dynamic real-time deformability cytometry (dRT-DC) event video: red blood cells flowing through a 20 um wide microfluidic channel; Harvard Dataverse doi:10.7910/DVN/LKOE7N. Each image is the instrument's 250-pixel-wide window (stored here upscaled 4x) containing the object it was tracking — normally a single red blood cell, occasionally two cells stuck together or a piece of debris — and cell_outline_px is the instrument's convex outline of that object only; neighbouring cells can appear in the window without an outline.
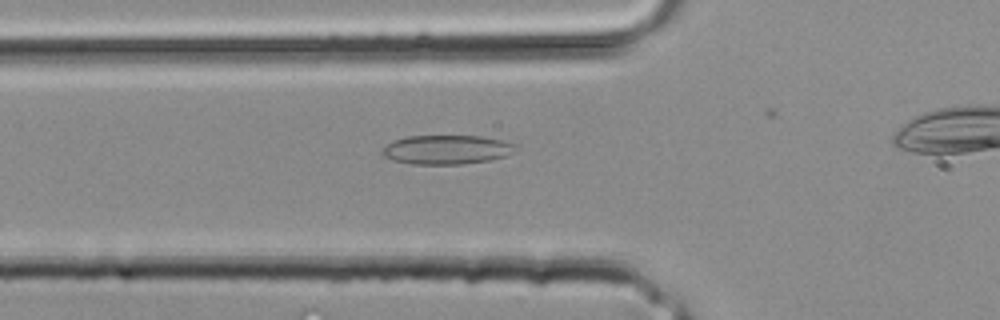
{"species": "common noctule bat (a hibernating species)", "species_latin": "Nyctalus noctula", "temperature_condition": "room temperature", "stored_images_in_passage": 24, "camera_frame_rate_fps": 3000, "um_per_image_px": 0.085, "animal": {"sex": "male", "body_mass_g": 20.4}, "frame": {"image": 1, "passage_image": 7, "time_ms": 2.0, "image_size_px": [1000, 320], "cell_outline_px": [[516, 148], [508, 156], [492, 160], [464, 164], [412, 164], [392, 160], [384, 156], [380, 152], [388, 144], [396, 140], [408, 136], [480, 136], [504, 140], [516, 144]], "centroid_in_image_um": [38.01, 12.73], "position_along_channel_um": 87.8, "area_um2": 22.72}}
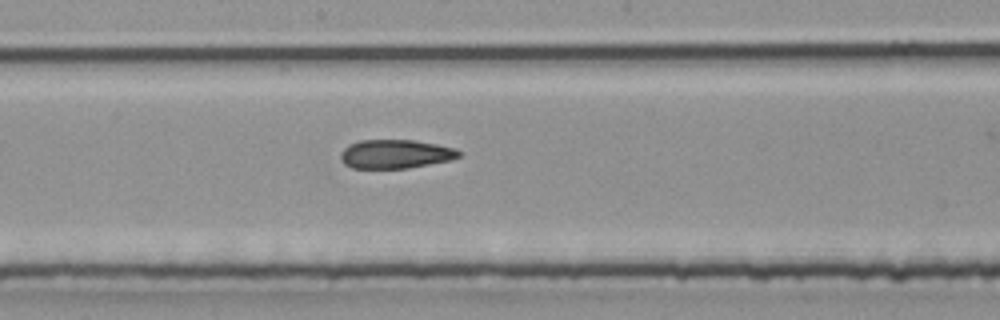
{"frame": {"image": 2, "passage_image": 13, "time_ms": 4.0, "image_size_px": [1000, 320], "cell_outline_px": [[460, 156], [452, 160], [408, 168], [352, 168], [344, 164], [340, 160], [340, 152], [348, 144], [360, 140], [412, 140], [436, 144], [456, 148], [460, 152]], "centroid_in_image_um": [33.59, 13.09], "position_along_channel_um": 214.6, "area_um2": 20.0}}
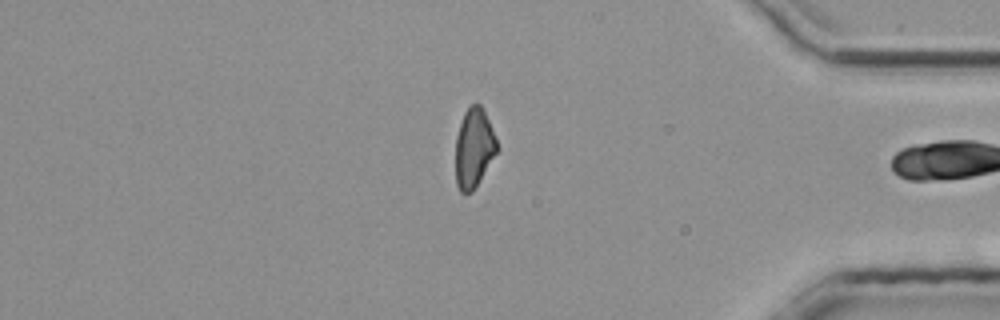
{"frame": {"image": 3, "passage_image": 23, "time_ms": 7.333, "image_size_px": [1000, 320], "cell_outline_px": [[496, 152], [472, 192], [460, 192], [456, 184], [456, 136], [464, 112], [468, 104], [480, 104], [484, 108], [496, 140]], "centroid_in_image_um": [40.25, 12.53], "position_along_channel_um": 394.9, "area_um2": 18.79}}